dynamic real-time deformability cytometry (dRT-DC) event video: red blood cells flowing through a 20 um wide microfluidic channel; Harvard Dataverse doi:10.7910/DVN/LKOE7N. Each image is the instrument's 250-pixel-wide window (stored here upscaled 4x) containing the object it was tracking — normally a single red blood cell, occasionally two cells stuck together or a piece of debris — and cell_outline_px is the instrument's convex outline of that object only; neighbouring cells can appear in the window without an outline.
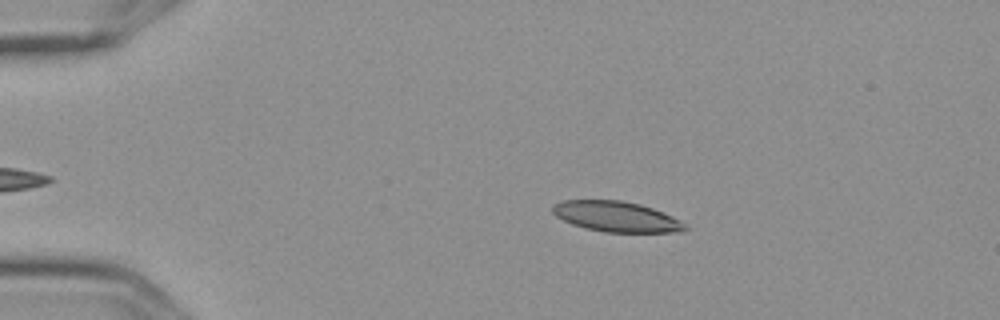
{"species": "Egyptian fruit bat (a non-hibernating species)", "species_latin": "Rousettus aegyptiacus", "temperature_condition": "cold", "stored_images_in_passage": 6, "camera_frame_rate_fps": 3000, "um_per_image_px": 0.085, "frame": {"image": 1, "passage_image": 3, "time_ms": 0.667, "image_size_px": [1000, 320], "cell_outline_px": [[688, 228], [680, 232], [604, 232], [584, 228], [572, 224], [556, 216], [552, 212], [552, 204], [560, 200], [620, 200], [640, 204], [652, 208], [672, 216], [688, 224]], "centroid_in_image_um": [52.38, 18.41], "position_along_channel_um": 32.6, "area_um2": 23.64}}
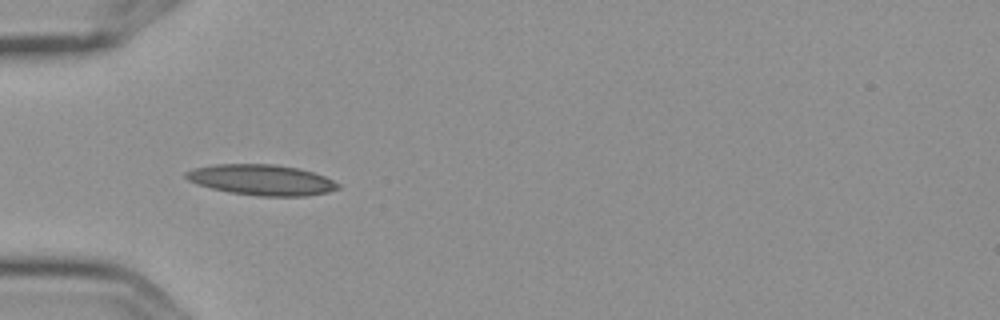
{"frame": {"image": 2, "passage_image": 5, "time_ms": 1.333, "image_size_px": [1000, 320], "cell_outline_px": [[340, 188], [328, 192], [304, 196], [260, 196], [228, 192], [212, 188], [188, 180], [184, 176], [184, 172], [192, 168], [216, 164], [276, 164], [300, 168], [324, 176], [340, 184]], "centroid_in_image_um": [22.23, 15.28], "position_along_channel_um": 62.8, "area_um2": 27.17}}
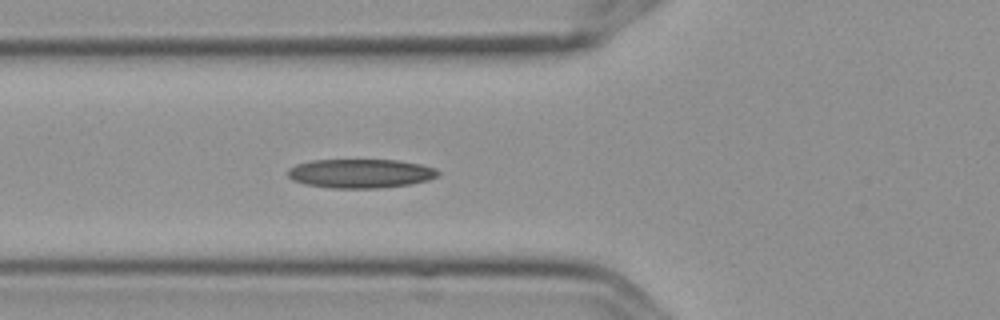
{"frame": {"image": 3, "passage_image": 6, "time_ms": 1.667, "image_size_px": [1000, 320], "cell_outline_px": [[440, 172], [436, 176], [428, 180], [408, 184], [380, 188], [332, 188], [304, 184], [292, 180], [288, 176], [288, 168], [296, 164], [312, 160], [396, 160], [420, 164], [436, 168]], "centroid_in_image_um": [30.61, 14.74], "position_along_channel_um": 95.2, "area_um2": 25.37}}